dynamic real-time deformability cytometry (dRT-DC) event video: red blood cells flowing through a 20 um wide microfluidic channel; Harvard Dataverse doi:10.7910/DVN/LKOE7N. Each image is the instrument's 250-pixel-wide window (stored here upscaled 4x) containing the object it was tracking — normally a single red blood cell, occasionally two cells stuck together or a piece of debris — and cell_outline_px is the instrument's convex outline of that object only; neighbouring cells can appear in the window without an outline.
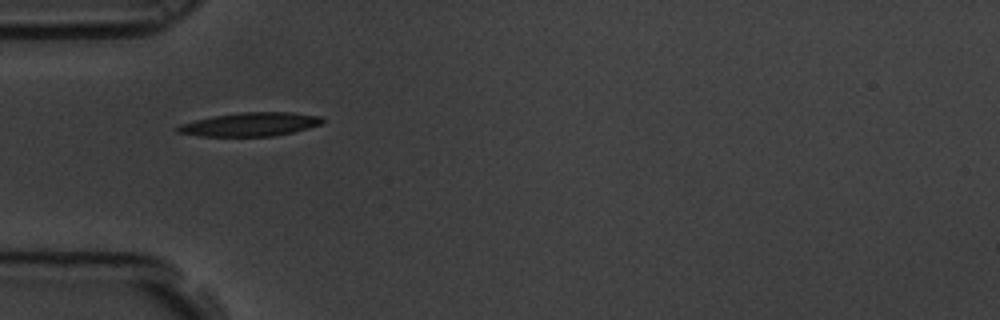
{"species": "common noctule bat (a hibernating species)", "species_latin": "Nyctalus noctula", "temperature_condition": "room temperature", "stored_images_in_passage": 42, "camera_frame_rate_fps": 3000, "um_per_image_px": 0.085, "animal": {"sex": "male", "body_mass_g": 19.5, "forearm_length_mm": 54.6}, "frame": {"image": 1, "passage_image": 1, "time_ms": 0.0, "image_size_px": [1000, 320], "cell_outline_px": [[324, 120], [320, 124], [308, 128], [292, 132], [272, 136], [200, 136], [176, 132], [176, 128], [180, 124], [212, 116], [240, 112], [292, 112], [320, 116]], "centroid_in_image_um": [21.25, 10.56], "position_along_channel_um": 63.7, "area_um2": 19.83}}
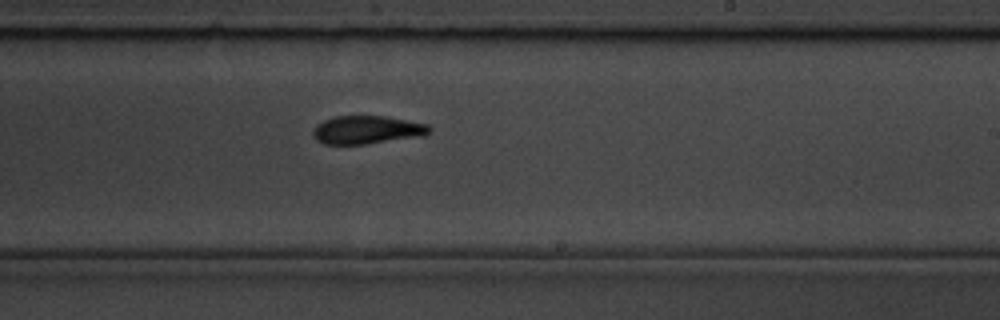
{"frame": {"image": 2, "passage_image": 18, "time_ms": 5.667, "image_size_px": [1000, 320], "cell_outline_px": [[432, 128], [424, 136], [368, 144], [324, 144], [316, 140], [312, 136], [312, 132], [316, 124], [324, 120], [336, 116], [384, 116], [428, 124]], "centroid_in_image_um": [31.18, 11.04], "position_along_channel_um": 257.8, "area_um2": 19.25}}
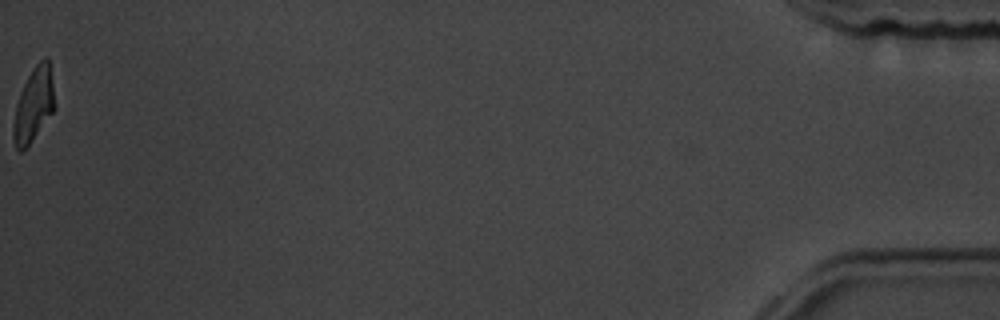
{"frame": {"image": 3, "passage_image": 42, "time_ms": 13.667, "image_size_px": [1000, 320], "cell_outline_px": [[56, 108], [28, 144], [20, 152], [16, 148], [12, 140], [12, 124], [16, 104], [20, 92], [28, 76], [36, 64], [44, 56], [48, 56], [56, 104]], "centroid_in_image_um": [2.86, 8.89], "position_along_channel_um": 432.3, "area_um2": 17.8}, "authors_computed_cell_mechanics": {"area_um2": 19.4497, "velocity_mm_per_s": 3.452, "shape_relaxation_time_tau1_ms": 3.7607, "shape_relaxation_time_tau2_ms": 6.6345, "deformation_change_tau1": 0.1921, "deformation_change_tau2": 0.1622}}